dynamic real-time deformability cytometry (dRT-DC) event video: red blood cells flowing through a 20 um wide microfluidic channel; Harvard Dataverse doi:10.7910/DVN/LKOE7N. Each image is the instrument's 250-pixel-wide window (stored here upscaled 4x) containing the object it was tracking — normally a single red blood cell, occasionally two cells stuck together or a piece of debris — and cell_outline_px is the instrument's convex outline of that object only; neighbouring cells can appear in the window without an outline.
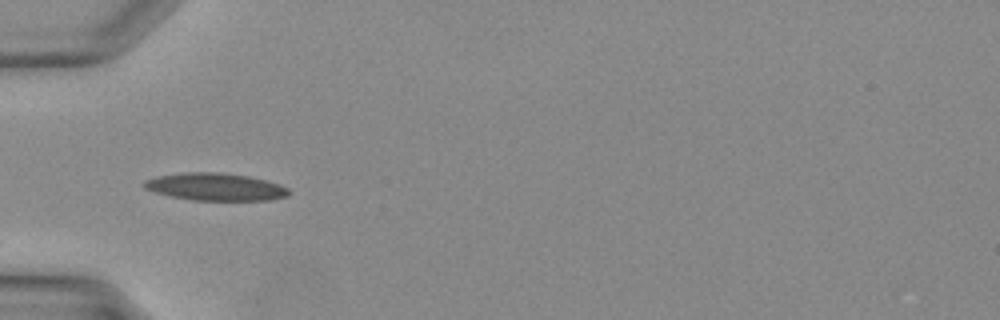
{"species": "Egyptian fruit bat (a non-hibernating species)", "species_latin": "Rousettus aegyptiacus", "temperature_condition": "warm", "stored_images_in_passage": 15, "camera_frame_rate_fps": 3000, "um_per_image_px": 0.085, "animal": {"sex": "female"}, "frame": {"image": 1, "passage_image": 5, "time_ms": 1.333, "image_size_px": [1000, 320], "cell_outline_px": [[288, 192], [284, 196], [268, 200], [192, 200], [172, 196], [156, 192], [144, 188], [144, 180], [160, 176], [184, 172], [220, 172], [248, 176], [280, 184], [288, 188]], "centroid_in_image_um": [18.29, 15.87], "position_along_channel_um": 66.7, "area_um2": 22.77}}
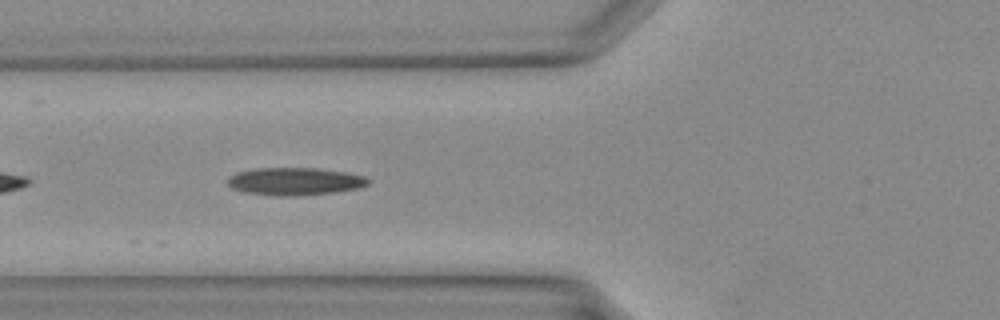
{"frame": {"image": 2, "passage_image": 7, "time_ms": 2.0, "image_size_px": [1000, 320], "cell_outline_px": [[368, 184], [356, 188], [332, 192], [296, 196], [276, 196], [244, 192], [232, 188], [228, 184], [228, 176], [236, 172], [256, 168], [316, 168], [344, 172], [364, 176], [368, 180]], "centroid_in_image_um": [24.99, 15.41], "position_along_channel_um": 100.8, "area_um2": 22.43}}